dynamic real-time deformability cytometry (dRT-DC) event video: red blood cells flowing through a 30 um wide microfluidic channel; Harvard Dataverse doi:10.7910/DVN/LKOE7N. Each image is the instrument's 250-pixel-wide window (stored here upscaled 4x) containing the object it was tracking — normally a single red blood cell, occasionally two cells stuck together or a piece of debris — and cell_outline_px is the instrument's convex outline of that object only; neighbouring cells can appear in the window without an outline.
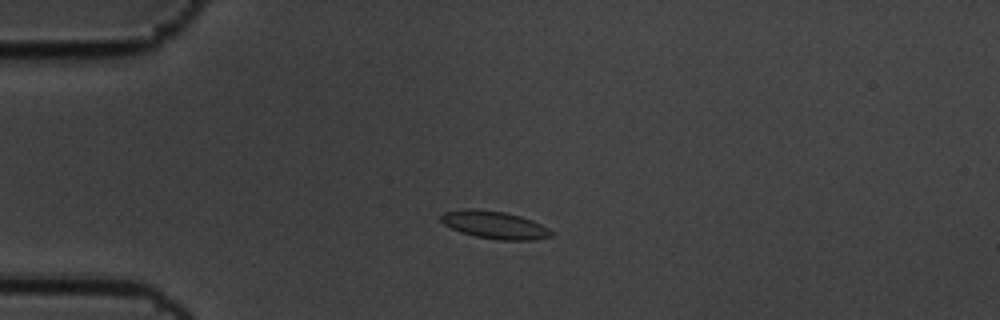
{"species": "common noctule bat (a hibernating species)", "species_latin": "Nyctalus noctula", "temperature_condition": "cold", "stored_images_in_passage": 4, "camera_frame_rate_fps": 3000, "um_per_image_px": 0.085, "animal": {"sex": "male", "body_mass_g": 19.5, "forearm_length_mm": 54.6}, "frame": {"image": 1, "passage_image": 3, "time_ms": 0.667, "image_size_px": [1000, 320], "cell_outline_px": [[552, 236], [532, 240], [496, 240], [476, 236], [460, 232], [444, 224], [440, 220], [440, 216], [444, 212], [468, 208], [472, 208], [504, 212], [520, 216], [532, 220], [548, 228], [552, 232]], "centroid_in_image_um": [42.02, 19.11], "position_along_channel_um": 43.0, "area_um2": 17.69}}